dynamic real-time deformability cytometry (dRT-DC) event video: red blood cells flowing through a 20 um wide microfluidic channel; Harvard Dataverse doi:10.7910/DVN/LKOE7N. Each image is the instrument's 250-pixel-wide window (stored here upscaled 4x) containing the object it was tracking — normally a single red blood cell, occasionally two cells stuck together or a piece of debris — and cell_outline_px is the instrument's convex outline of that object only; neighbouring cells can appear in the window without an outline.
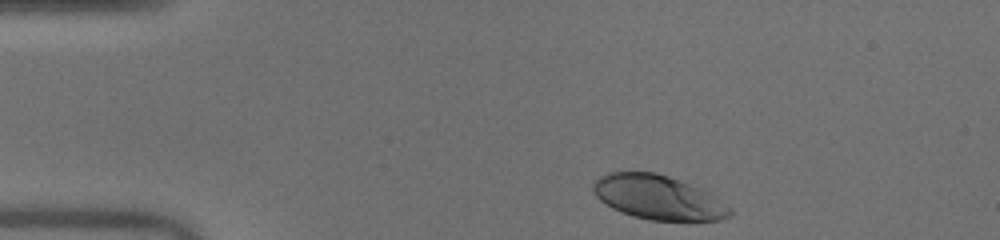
{"species": "human", "species_latin": "Homo sapiens", "temperature_condition": "warm", "stored_images_in_passage": 38, "camera_frame_rate_fps": 3000, "um_per_image_px": 0.085, "donor": {"sex": "male"}, "frame": {"image": 1, "passage_image": 1, "time_ms": 0.0, "image_size_px": [1000, 240], "cell_outline_px": [[732, 216], [720, 220], [652, 220], [632, 216], [612, 208], [600, 200], [596, 196], [592, 188], [592, 184], [600, 176], [608, 172], [656, 172], [668, 176], [688, 184], [704, 192], [732, 208]], "centroid_in_image_um": [55.89, 16.78], "position_along_channel_um": 29.1, "area_um2": 34.68}}
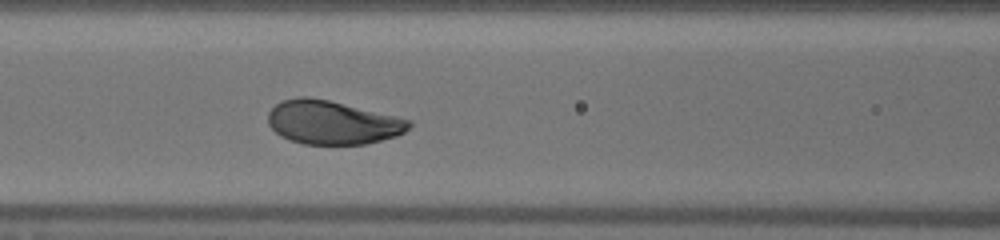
{"frame": {"image": 2, "passage_image": 14, "time_ms": 4.333, "image_size_px": [1000, 240], "cell_outline_px": [[412, 124], [404, 132], [396, 136], [364, 144], [304, 144], [280, 136], [268, 124], [268, 112], [280, 100], [296, 96], [308, 96], [328, 100], [396, 116], [412, 120]], "centroid_in_image_um": [28.23, 10.39], "position_along_channel_um": 138.4, "area_um2": 35.78}}
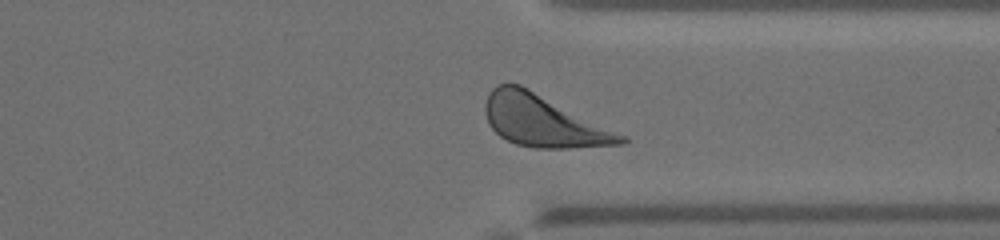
{"frame": {"image": 3, "passage_image": 31, "time_ms": 10.0, "image_size_px": [1000, 240], "cell_outline_px": [[628, 140], [624, 144], [568, 148], [532, 148], [516, 144], [500, 136], [488, 124], [484, 112], [484, 104], [488, 92], [496, 84], [520, 84], [628, 136]], "centroid_in_image_um": [46.17, 10.28], "position_along_channel_um": 365.2, "area_um2": 41.1}, "authors_computed_cell_mechanics": {"area_um2": 36.6741, "velocity_mm_per_s": 4.0125, "shape_relaxation_time_tau1_ms": 1.7967, "shape_relaxation_time_tau2_ms": null, "deformation_change_tau1": 0.1358, "deformation_change_tau2": null}}